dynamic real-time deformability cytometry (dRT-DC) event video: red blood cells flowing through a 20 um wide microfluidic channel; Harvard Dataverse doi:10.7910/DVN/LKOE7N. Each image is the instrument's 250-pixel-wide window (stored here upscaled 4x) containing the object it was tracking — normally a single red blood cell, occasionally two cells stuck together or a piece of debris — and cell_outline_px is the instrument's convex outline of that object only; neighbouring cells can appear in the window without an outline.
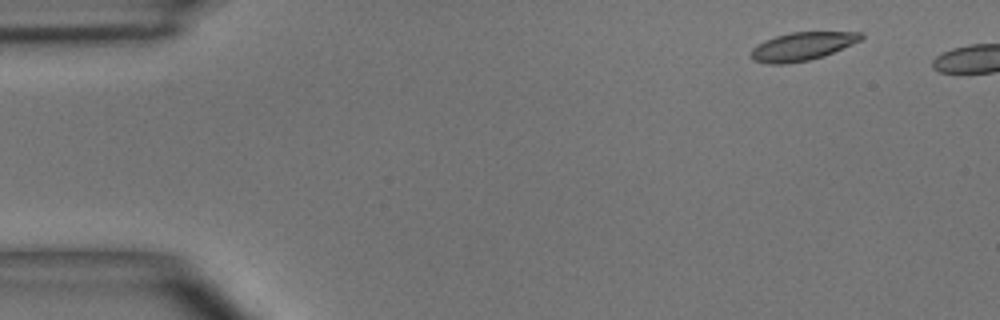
{"species": "common noctule bat (a hibernating species)", "species_latin": "Nyctalus noctula", "temperature_condition": "room temperature", "stored_images_in_passage": 5, "camera_frame_rate_fps": 3000, "um_per_image_px": 0.085, "animal": {"sex": "male", "body_mass_g": 15.6}, "frame": {"image": 1, "passage_image": 1, "time_ms": 0.0, "image_size_px": [1000, 320], "cell_outline_px": [[864, 36], [860, 40], [824, 56], [808, 60], [784, 64], [768, 64], [752, 60], [752, 48], [756, 44], [764, 40], [776, 36], [792, 32], [864, 32]], "centroid_in_image_um": [68.16, 3.94], "position_along_channel_um": 16.8, "area_um2": 17.98}}